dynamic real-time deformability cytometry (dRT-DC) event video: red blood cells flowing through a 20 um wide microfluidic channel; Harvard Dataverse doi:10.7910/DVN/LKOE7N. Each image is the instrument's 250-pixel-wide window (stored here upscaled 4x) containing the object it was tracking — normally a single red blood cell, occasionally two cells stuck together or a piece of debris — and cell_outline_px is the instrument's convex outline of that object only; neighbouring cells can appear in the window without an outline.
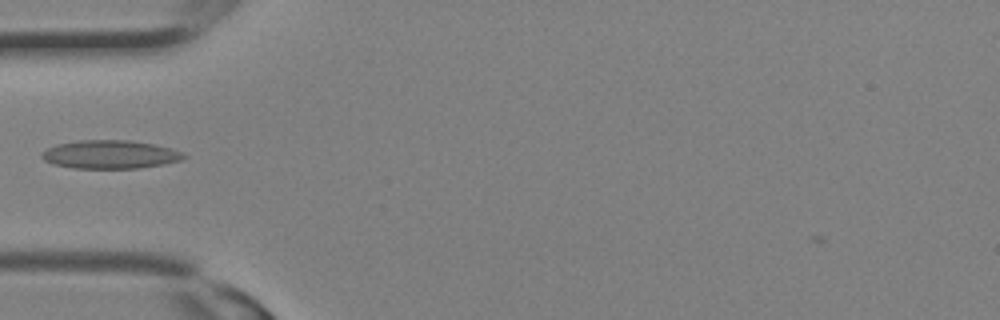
{"species": "Egyptian fruit bat (a non-hibernating species)", "species_latin": "Rousettus aegyptiacus", "temperature_condition": "room temperature", "stored_images_in_passage": 2, "camera_frame_rate_fps": 3000, "um_per_image_px": 0.085, "animal": {"sex": "female"}, "frame": {"image": 1, "passage_image": 1, "time_ms": 0.0, "image_size_px": [1000, 320], "cell_outline_px": [[188, 156], [180, 160], [140, 168], [72, 168], [52, 164], [44, 160], [40, 156], [40, 152], [56, 144], [80, 140], [128, 140], [156, 144], [180, 152]], "centroid_in_image_um": [9.29, 13.12], "position_along_channel_um": 75.7, "area_um2": 23.41}}